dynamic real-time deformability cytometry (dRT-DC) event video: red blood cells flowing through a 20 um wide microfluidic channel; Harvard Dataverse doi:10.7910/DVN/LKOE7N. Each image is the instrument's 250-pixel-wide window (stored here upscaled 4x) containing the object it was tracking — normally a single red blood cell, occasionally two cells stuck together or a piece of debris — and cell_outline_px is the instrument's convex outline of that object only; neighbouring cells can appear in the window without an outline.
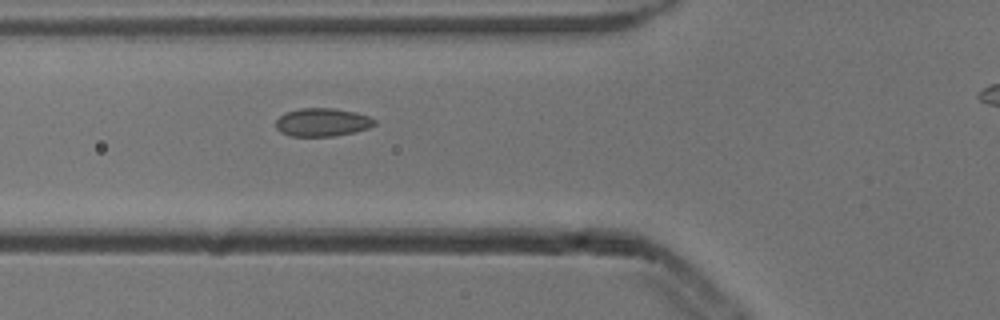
{"species": "common noctule bat (a hibernating species)", "species_latin": "Nyctalus noctula", "temperature_condition": "cold", "stored_images_in_passage": 3, "segment_of_instrument_passage": [1, 2], "camera_frame_rate_fps": 3000, "um_per_image_px": 0.085, "animal": {"sex": "male", "body_mass_g": 13.3}, "frame": {"image": 1, "passage_image": 2, "time_ms": 0.333, "image_size_px": [1000, 320], "cell_outline_px": [[376, 124], [368, 128], [356, 132], [332, 136], [288, 136], [280, 132], [276, 128], [276, 120], [284, 112], [300, 108], [332, 108], [356, 112], [368, 116], [376, 120]], "centroid_in_image_um": [27.38, 10.39], "position_along_channel_um": 98.4, "area_um2": 16.36}}